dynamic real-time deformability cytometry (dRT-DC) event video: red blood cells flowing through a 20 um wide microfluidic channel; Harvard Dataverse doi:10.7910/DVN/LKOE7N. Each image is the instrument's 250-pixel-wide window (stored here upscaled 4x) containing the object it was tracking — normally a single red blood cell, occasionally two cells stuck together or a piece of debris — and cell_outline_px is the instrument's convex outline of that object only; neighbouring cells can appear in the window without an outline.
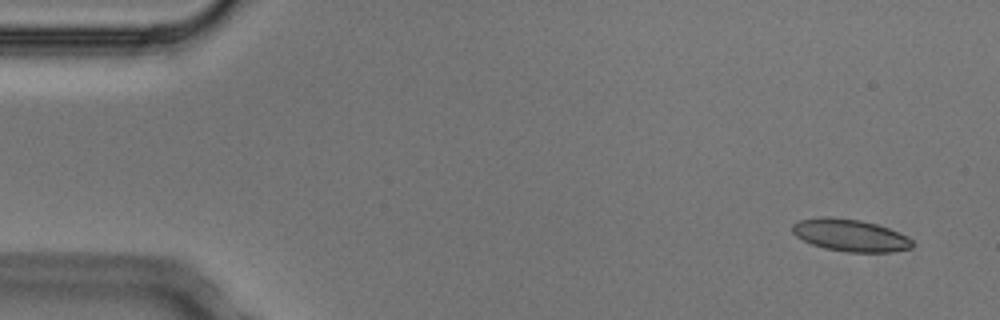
{"species": "Egyptian fruit bat (a non-hibernating species)", "species_latin": "Rousettus aegyptiacus", "temperature_condition": "cold", "stored_images_in_passage": 6, "camera_frame_rate_fps": 3000, "um_per_image_px": 0.085, "animal": {"sex": "male"}, "frame": {"image": 1, "passage_image": 1, "time_ms": 0.0, "image_size_px": [1000, 320], "cell_outline_px": [[912, 248], [892, 252], [848, 252], [824, 248], [812, 244], [796, 236], [792, 232], [792, 224], [800, 220], [820, 216], [828, 216], [860, 220], [876, 224], [888, 228], [912, 240]], "centroid_in_image_um": [72.23, 19.99], "position_along_channel_um": 12.8, "area_um2": 22.37}}
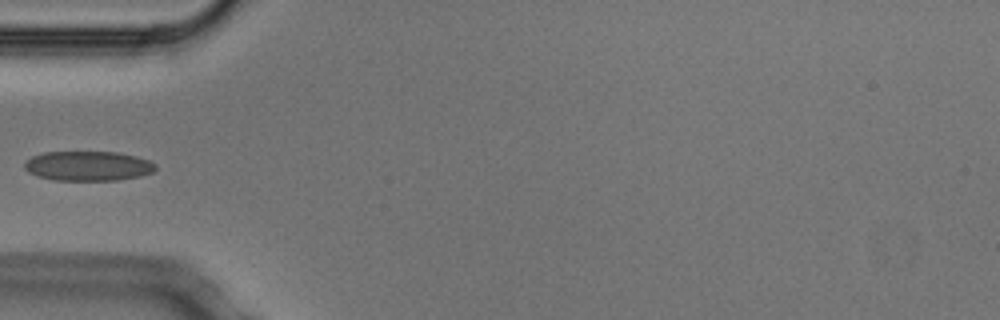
{"frame": {"image": 2, "passage_image": 5, "time_ms": 1.333, "image_size_px": [1000, 320], "cell_outline_px": [[156, 168], [152, 172], [140, 176], [116, 180], [52, 180], [36, 176], [28, 172], [24, 168], [24, 160], [32, 156], [44, 152], [116, 152], [136, 156], [148, 160], [156, 164]], "centroid_in_image_um": [7.44, 14.1], "position_along_channel_um": 77.6, "area_um2": 22.77}}
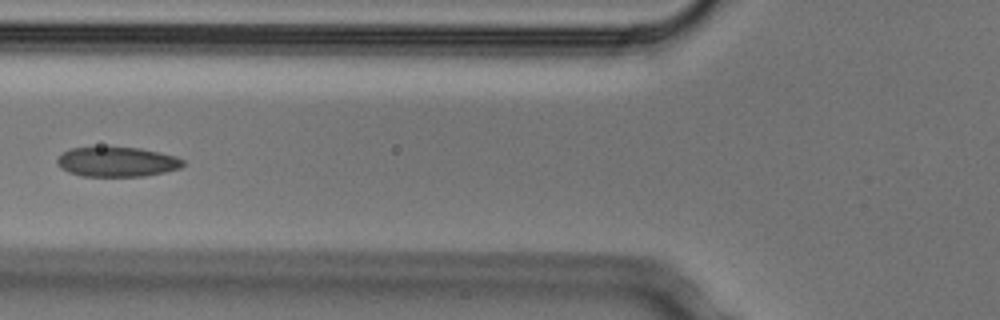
{"frame": {"image": 3, "passage_image": 6, "time_ms": 1.667, "image_size_px": [1000, 320], "cell_outline_px": [[184, 164], [180, 168], [164, 172], [144, 176], [80, 176], [68, 172], [60, 168], [56, 164], [56, 160], [64, 152], [72, 148], [140, 148], [160, 152], [176, 156], [184, 160]], "centroid_in_image_um": [9.95, 13.77], "position_along_channel_um": 115.8, "area_um2": 21.68}}